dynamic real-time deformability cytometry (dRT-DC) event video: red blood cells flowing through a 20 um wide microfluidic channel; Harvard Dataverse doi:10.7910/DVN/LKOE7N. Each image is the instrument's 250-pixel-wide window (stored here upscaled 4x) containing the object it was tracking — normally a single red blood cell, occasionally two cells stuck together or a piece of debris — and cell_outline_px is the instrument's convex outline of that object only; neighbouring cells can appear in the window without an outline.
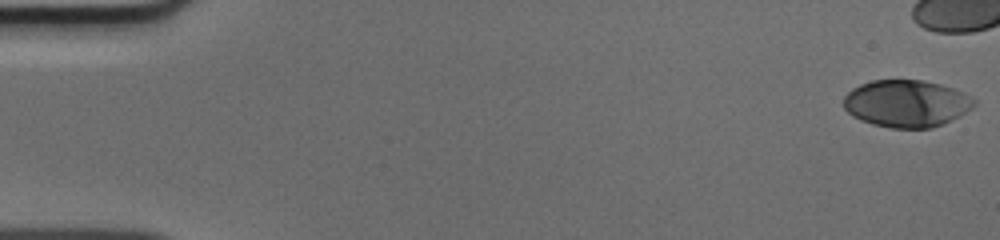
{"species": "human", "species_latin": "Homo sapiens", "temperature_condition": "cold", "stored_images_in_passage": 41, "camera_frame_rate_fps": 3000, "um_per_image_px": 0.085, "donor": {"sex": "male"}, "frame": {"image": 1, "passage_image": 1, "time_ms": 0.0, "image_size_px": [1000, 240], "cell_outline_px": [[976, 104], [972, 108], [960, 116], [932, 128], [892, 128], [872, 124], [860, 120], [852, 116], [844, 108], [844, 96], [852, 88], [860, 84], [872, 80], [924, 80], [940, 84], [952, 88], [976, 100]], "centroid_in_image_um": [77.02, 8.8], "position_along_channel_um": 8.0, "area_um2": 35.84}}
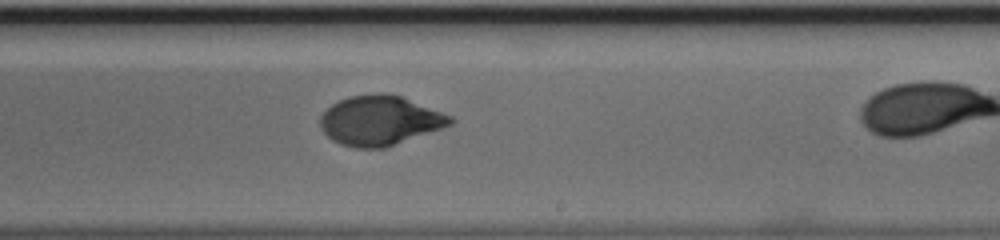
{"frame": {"image": 2, "passage_image": 31, "time_ms": 10.0, "image_size_px": [1000, 240], "cell_outline_px": [[456, 120], [452, 124], [384, 148], [356, 148], [340, 144], [332, 140], [320, 128], [320, 116], [332, 104], [348, 96], [380, 92], [400, 96], [452, 116]], "centroid_in_image_um": [32.26, 10.24], "position_along_channel_um": 256.7, "area_um2": 37.34}}
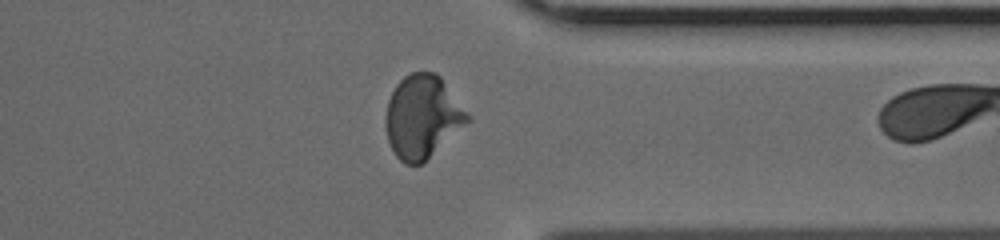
{"frame": {"image": 3, "passage_image": 40, "time_ms": 13.0, "image_size_px": [1000, 240], "cell_outline_px": [[472, 120], [420, 164], [404, 164], [396, 156], [388, 140], [384, 124], [384, 116], [388, 100], [396, 84], [404, 76], [412, 72], [436, 72], [440, 76], [472, 116]], "centroid_in_image_um": [35.91, 9.9], "position_along_channel_um": 375.5, "area_um2": 39.77}}